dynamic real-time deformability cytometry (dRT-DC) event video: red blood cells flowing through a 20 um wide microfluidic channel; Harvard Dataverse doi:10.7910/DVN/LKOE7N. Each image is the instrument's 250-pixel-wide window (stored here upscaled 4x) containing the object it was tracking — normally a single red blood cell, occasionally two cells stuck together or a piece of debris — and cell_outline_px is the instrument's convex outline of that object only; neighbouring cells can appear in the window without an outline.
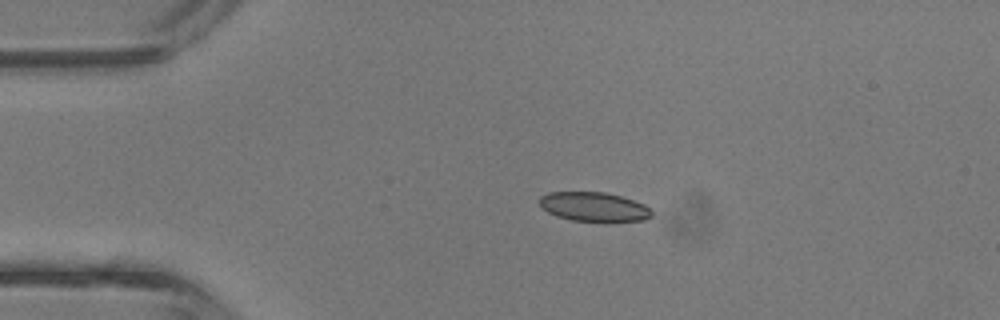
{"species": "common noctule bat (a hibernating species)", "species_latin": "Nyctalus noctula", "temperature_condition": "room temperature", "stored_images_in_passage": 4, "camera_frame_rate_fps": 3000, "um_per_image_px": 0.085, "animal": {"sex": "male", "body_mass_g": 13.3}, "frame": {"image": 1, "passage_image": 2, "time_ms": 0.333, "image_size_px": [1000, 320], "cell_outline_px": [[652, 216], [644, 220], [608, 224], [572, 220], [556, 216], [548, 212], [540, 204], [540, 196], [548, 192], [604, 192], [620, 196], [644, 204], [652, 212]], "centroid_in_image_um": [50.52, 17.62], "position_along_channel_um": 34.5, "area_um2": 19.65}}
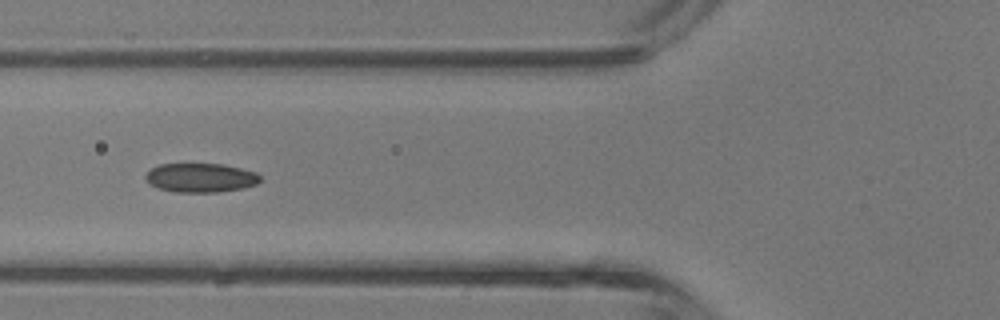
{"frame": {"image": 2, "passage_image": 4, "time_ms": 1.0, "image_size_px": [1000, 320], "cell_outline_px": [[260, 180], [256, 184], [244, 188], [216, 192], [176, 192], [160, 188], [148, 184], [144, 176], [152, 168], [160, 164], [224, 164], [256, 172], [260, 176]], "centroid_in_image_um": [17.05, 15.11], "position_along_channel_um": 108.7, "area_um2": 19.36}}